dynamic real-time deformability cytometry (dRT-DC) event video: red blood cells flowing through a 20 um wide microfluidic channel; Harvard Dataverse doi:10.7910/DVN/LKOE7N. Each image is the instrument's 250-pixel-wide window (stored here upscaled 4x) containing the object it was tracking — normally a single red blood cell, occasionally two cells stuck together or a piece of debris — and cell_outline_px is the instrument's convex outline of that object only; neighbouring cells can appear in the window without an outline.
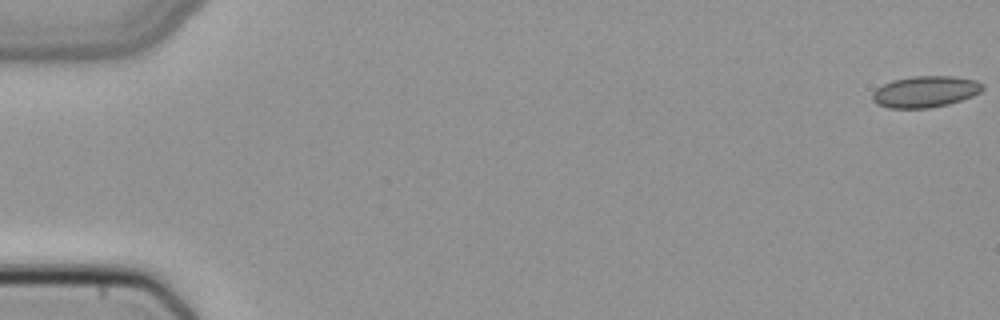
{"species": "common noctule bat (a hibernating species)", "species_latin": "Nyctalus noctula", "temperature_condition": "cold", "stored_images_in_passage": 13, "camera_frame_rate_fps": 3000, "um_per_image_px": 0.085, "animal": {"sex": "female", "body_mass_g": 22.7, "forearm_length_mm": 54.2}, "frame": {"image": 1, "passage_image": 1, "time_ms": 0.0, "image_size_px": [1000, 320], "cell_outline_px": [[984, 88], [980, 92], [972, 96], [948, 104], [928, 108], [888, 108], [876, 104], [872, 100], [872, 92], [876, 88], [892, 80], [912, 76], [952, 76], [976, 80], [984, 84]], "centroid_in_image_um": [78.63, 7.79], "position_along_channel_um": 6.4, "area_um2": 20.23}}